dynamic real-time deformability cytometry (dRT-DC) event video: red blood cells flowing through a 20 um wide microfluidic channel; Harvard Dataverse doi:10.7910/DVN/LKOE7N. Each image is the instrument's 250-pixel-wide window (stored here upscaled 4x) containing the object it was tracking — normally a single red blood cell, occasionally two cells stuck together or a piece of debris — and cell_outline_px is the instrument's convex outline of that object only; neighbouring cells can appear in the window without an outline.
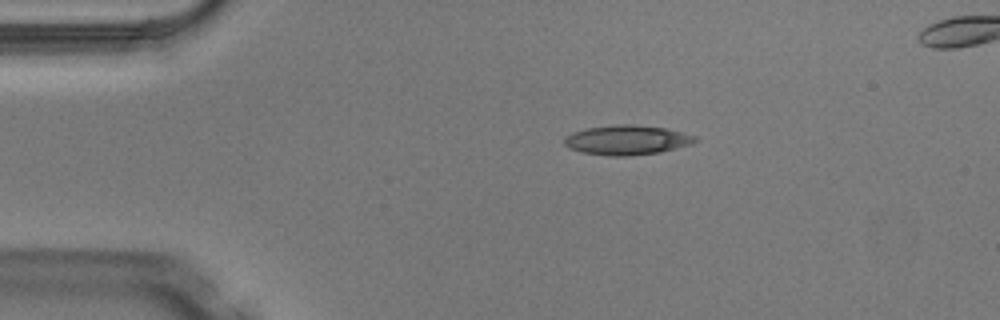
{"species": "Egyptian fruit bat (a non-hibernating species)", "species_latin": "Rousettus aegyptiacus", "temperature_condition": "warm", "stored_images_in_passage": 3, "camera_frame_rate_fps": 3000, "um_per_image_px": 0.085, "animal": {"sex": "male"}, "frame": {"image": 1, "passage_image": 1, "time_ms": 0.0, "image_size_px": [1000, 320], "cell_outline_px": [[700, 140], [692, 144], [660, 152], [628, 156], [608, 156], [584, 152], [568, 148], [564, 144], [564, 140], [572, 132], [588, 128], [616, 124], [632, 124], [668, 128], [696, 136]], "centroid_in_image_um": [53.34, 11.9], "position_along_channel_um": 31.7, "area_um2": 22.66}}